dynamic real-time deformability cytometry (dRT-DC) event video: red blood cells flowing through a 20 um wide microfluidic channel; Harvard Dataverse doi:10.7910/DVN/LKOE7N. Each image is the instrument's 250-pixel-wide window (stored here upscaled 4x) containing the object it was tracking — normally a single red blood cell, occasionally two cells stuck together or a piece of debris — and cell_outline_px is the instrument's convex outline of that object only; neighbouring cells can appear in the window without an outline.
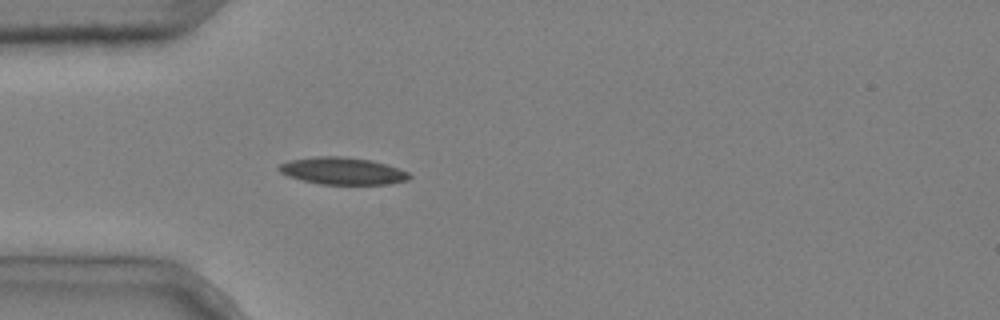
{"species": "common noctule bat (a hibernating species)", "species_latin": "Nyctalus noctula", "temperature_condition": "cold", "stored_images_in_passage": 3, "camera_frame_rate_fps": 3000, "um_per_image_px": 0.085, "animal": {"sex": "male", "body_mass_g": 20.4}, "frame": {"image": 1, "passage_image": 3, "time_ms": 0.667, "image_size_px": [1000, 320], "cell_outline_px": [[412, 176], [408, 180], [388, 184], [320, 184], [288, 176], [280, 172], [276, 168], [280, 164], [288, 160], [312, 156], [340, 156], [372, 160], [408, 172]], "centroid_in_image_um": [29.08, 14.52], "position_along_channel_um": 55.9, "area_um2": 20.58}}